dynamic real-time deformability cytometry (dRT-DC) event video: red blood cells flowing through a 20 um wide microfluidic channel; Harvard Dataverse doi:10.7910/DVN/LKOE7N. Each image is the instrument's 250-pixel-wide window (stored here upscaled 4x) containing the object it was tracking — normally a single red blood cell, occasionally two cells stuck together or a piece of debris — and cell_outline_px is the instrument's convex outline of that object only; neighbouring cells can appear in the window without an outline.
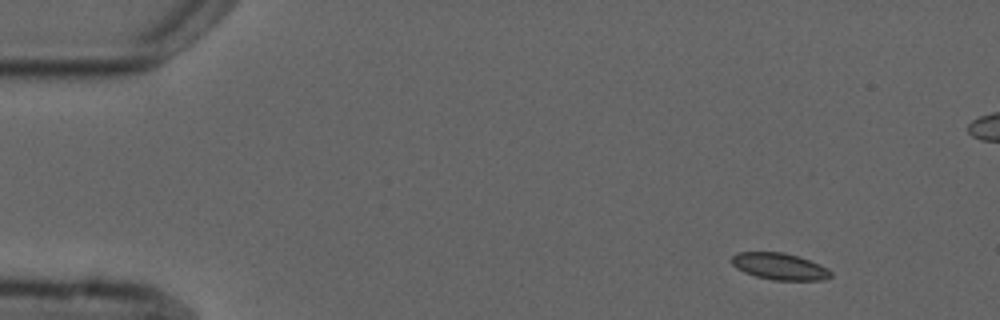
{"species": "common noctule bat (a hibernating species)", "species_latin": "Nyctalus noctula", "temperature_condition": "cold", "stored_images_in_passage": 5, "camera_frame_rate_fps": 3000, "um_per_image_px": 0.085, "animal": {"sex": "male", "forearm_length_mm": 52.5}, "frame": {"image": 1, "passage_image": 1, "time_ms": 0.0, "image_size_px": [1000, 320], "cell_outline_px": [[832, 276], [824, 280], [772, 280], [756, 276], [744, 272], [736, 268], [732, 264], [732, 256], [736, 252], [784, 252], [808, 260], [828, 268], [832, 272]], "centroid_in_image_um": [66.26, 22.65], "position_along_channel_um": 18.7, "area_um2": 15.37}}